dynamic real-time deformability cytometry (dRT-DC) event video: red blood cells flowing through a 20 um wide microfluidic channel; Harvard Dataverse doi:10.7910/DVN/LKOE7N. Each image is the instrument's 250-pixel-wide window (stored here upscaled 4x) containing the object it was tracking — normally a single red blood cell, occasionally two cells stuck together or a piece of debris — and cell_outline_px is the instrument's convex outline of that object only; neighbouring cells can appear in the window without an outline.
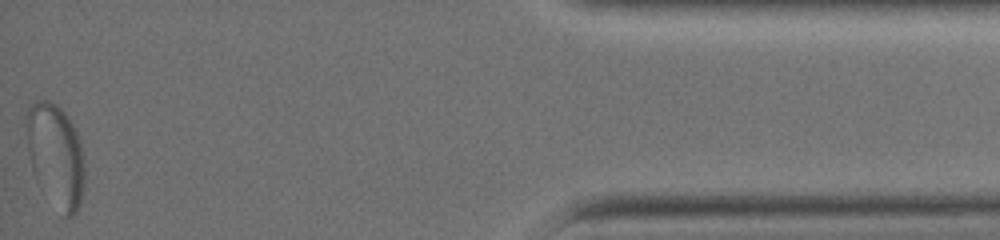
{"species": "common noctule bat (a hibernating species)", "species_latin": "Nyctalus noctula", "temperature_condition": "warm", "stored_images_in_passage": 39, "segment_of_instrument_passage": [2, 2], "camera_frame_rate_fps": 3000, "um_per_image_px": 0.085, "animal": {"sex": "female", "body_mass_g": 19.0, "forearm_length_mm": 51.5}, "frame": {"image": 1, "passage_image": 39, "time_ms": 12.667, "image_size_px": [1000, 240], "cell_outline_px": [[84, 176], [80, 204], [76, 212], [72, 216], [64, 216], [36, 180], [32, 168], [28, 152], [24, 124], [24, 120], [28, 108], [36, 100], [48, 100], [56, 104], [64, 112], [72, 124], [76, 132], [80, 144], [84, 168]], "centroid_in_image_um": [4.69, 13.16], "position_along_channel_um": 430.5, "area_um2": 34.74}}